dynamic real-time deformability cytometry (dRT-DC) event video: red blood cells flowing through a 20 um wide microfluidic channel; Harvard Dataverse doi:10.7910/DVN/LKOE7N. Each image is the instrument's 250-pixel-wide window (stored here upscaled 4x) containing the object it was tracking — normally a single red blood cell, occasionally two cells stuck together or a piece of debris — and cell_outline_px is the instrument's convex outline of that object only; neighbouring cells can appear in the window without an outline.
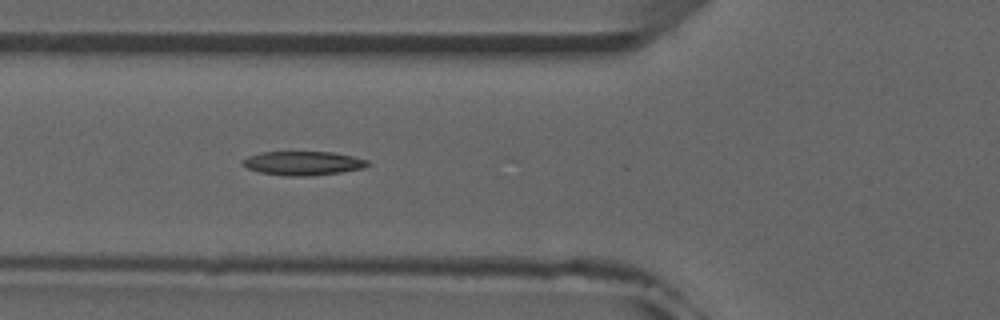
{"species": "common noctule bat (a hibernating species)", "species_latin": "Nyctalus noctula", "temperature_condition": "room temperature", "stored_images_in_passage": 23, "camera_frame_rate_fps": 3000, "um_per_image_px": 0.085, "animal": {"sex": "male", "forearm_length_mm": 52.5}, "frame": {"image": 1, "passage_image": 19, "time_ms": 6.0, "image_size_px": [1000, 320], "cell_outline_px": [[368, 164], [364, 168], [340, 172], [312, 176], [288, 176], [260, 172], [248, 168], [240, 164], [240, 160], [248, 156], [260, 152], [332, 152], [352, 156], [368, 160]], "centroid_in_image_um": [25.71, 13.87], "position_along_channel_um": 100.1, "area_um2": 17.46}}
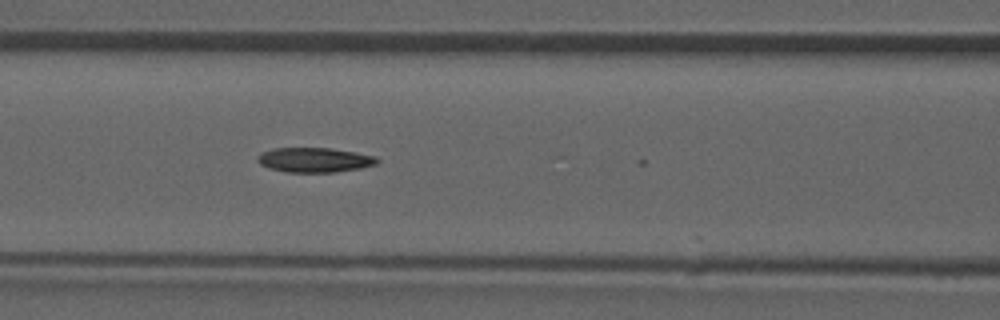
{"frame": {"image": 2, "passage_image": 22, "time_ms": 7.0, "image_size_px": [1000, 320], "cell_outline_px": [[380, 160], [376, 164], [360, 168], [336, 172], [284, 172], [268, 168], [260, 164], [256, 160], [256, 156], [260, 152], [272, 148], [328, 148], [356, 152], [376, 156]], "centroid_in_image_um": [26.69, 13.59], "position_along_channel_um": 139.9, "area_um2": 17.4}}